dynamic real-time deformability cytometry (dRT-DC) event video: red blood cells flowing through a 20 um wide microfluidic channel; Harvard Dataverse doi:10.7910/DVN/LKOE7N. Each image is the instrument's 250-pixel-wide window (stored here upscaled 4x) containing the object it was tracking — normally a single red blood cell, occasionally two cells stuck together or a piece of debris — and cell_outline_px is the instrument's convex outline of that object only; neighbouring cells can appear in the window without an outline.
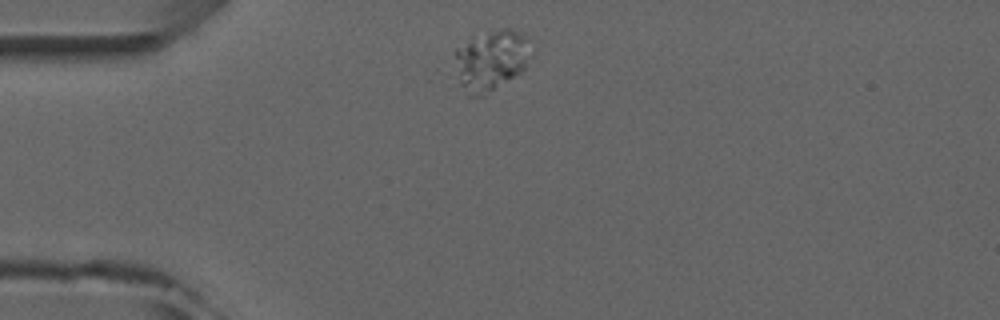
{"species": "common noctule bat (a hibernating species)", "species_latin": "Nyctalus noctula", "temperature_condition": "room temperature", "stored_images_in_passage": 2, "camera_frame_rate_fps": 3000, "um_per_image_px": 0.085, "animal": {"sex": "male", "forearm_length_mm": 52.5}, "frame": {"image": 1, "passage_image": 1, "time_ms": 0.0, "image_size_px": [1000, 320], "cell_outline_px": [[532, 36], [524, 68], [520, 72], [484, 96], [468, 96], [460, 84], [456, 56], [456, 48], [472, 36], [504, 28], [508, 28]], "centroid_in_image_um": [41.75, 5.09], "position_along_channel_um": 43.2, "area_um2": 26.59}}